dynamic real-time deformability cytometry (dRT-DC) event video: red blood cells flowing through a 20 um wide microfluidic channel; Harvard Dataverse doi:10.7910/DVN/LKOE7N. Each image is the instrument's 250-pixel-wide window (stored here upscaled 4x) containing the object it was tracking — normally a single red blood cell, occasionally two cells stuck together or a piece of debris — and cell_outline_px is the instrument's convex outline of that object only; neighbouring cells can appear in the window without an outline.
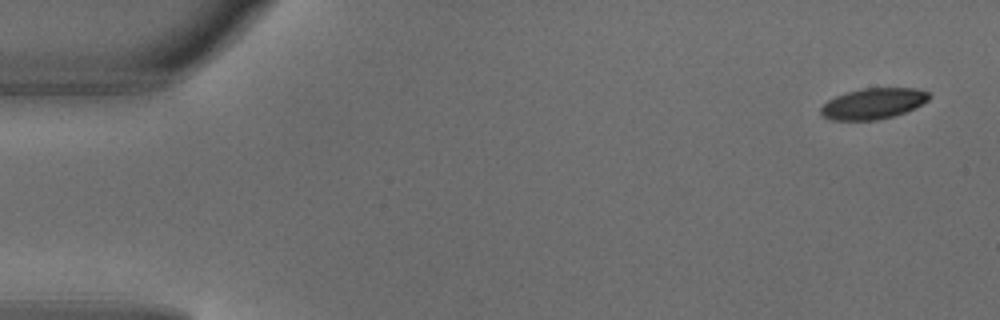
{"species": "common noctule bat (a hibernating species)", "species_latin": "Nyctalus noctula", "temperature_condition": "warm", "stored_images_in_passage": 4, "camera_frame_rate_fps": 3000, "um_per_image_px": 0.085, "animal": {"sex": "male", "body_mass_g": 18.8}, "frame": {"image": 1, "passage_image": 1, "time_ms": 0.0, "image_size_px": [1000, 320], "cell_outline_px": [[932, 96], [928, 100], [904, 112], [892, 116], [876, 120], [828, 120], [820, 116], [820, 108], [828, 100], [836, 96], [848, 92], [864, 88], [916, 88], [928, 92]], "centroid_in_image_um": [74.18, 8.81], "position_along_channel_um": 10.8, "area_um2": 19.36}}